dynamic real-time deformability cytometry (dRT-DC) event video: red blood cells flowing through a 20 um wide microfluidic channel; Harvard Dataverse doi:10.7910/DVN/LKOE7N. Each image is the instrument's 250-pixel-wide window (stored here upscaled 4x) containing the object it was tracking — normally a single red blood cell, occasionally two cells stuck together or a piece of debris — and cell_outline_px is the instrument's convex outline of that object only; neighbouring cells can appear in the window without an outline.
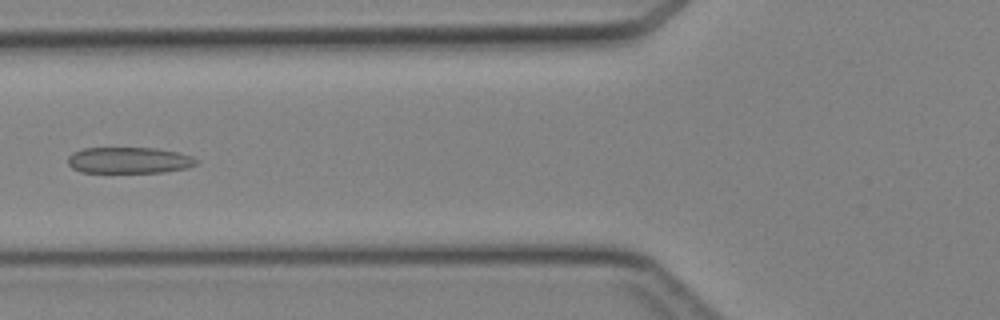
{"species": "Egyptian fruit bat (a non-hibernating species)", "species_latin": "Rousettus aegyptiacus", "temperature_condition": "cold", "stored_images_in_passage": 35, "camera_frame_rate_fps": 3000, "um_per_image_px": 0.085, "animal": {"sex": "female"}, "frame": {"image": 1, "passage_image": 8, "time_ms": 2.333, "image_size_px": [1000, 320], "cell_outline_px": [[200, 160], [196, 164], [188, 168], [164, 172], [80, 172], [72, 168], [68, 164], [68, 156], [72, 152], [84, 148], [156, 148], [176, 152], [192, 156]], "centroid_in_image_um": [10.97, 13.62], "position_along_channel_um": 114.8, "area_um2": 19.71}}
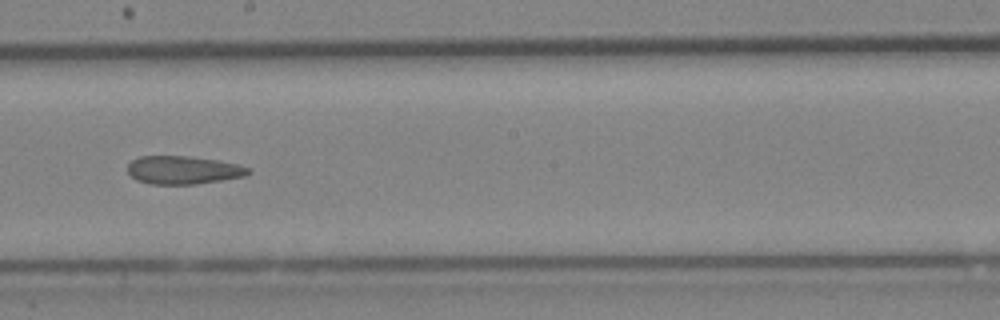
{"frame": {"image": 2, "passage_image": 16, "time_ms": 5.0, "image_size_px": [1000, 320], "cell_outline_px": [[252, 172], [244, 176], [196, 184], [152, 184], [136, 180], [128, 172], [128, 164], [132, 160], [140, 156], [188, 156], [216, 160], [236, 164], [252, 168]], "centroid_in_image_um": [15.58, 14.45], "position_along_channel_um": 232.6, "area_um2": 19.71}}
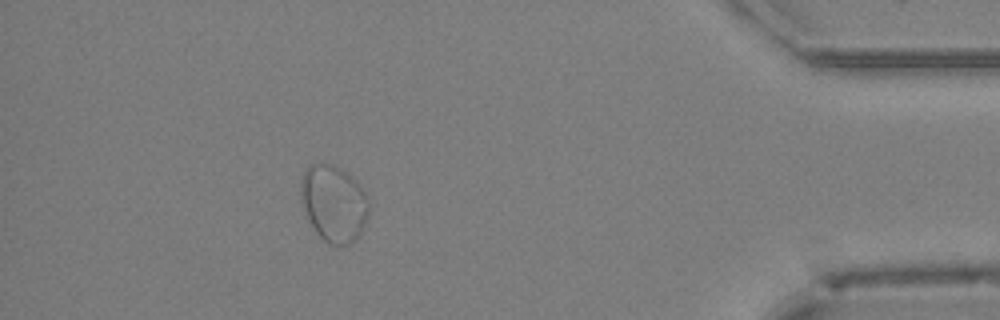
{"frame": {"image": 3, "passage_image": 31, "time_ms": 10.0, "image_size_px": [1000, 320], "cell_outline_px": [[368, 216], [360, 232], [348, 244], [328, 244], [316, 232], [308, 220], [300, 200], [300, 184], [304, 172], [308, 164], [328, 164], [340, 168], [348, 172], [356, 180], [364, 192], [368, 200]], "centroid_in_image_um": [28.33, 17.26], "position_along_channel_um": 406.9, "area_um2": 30.17}}